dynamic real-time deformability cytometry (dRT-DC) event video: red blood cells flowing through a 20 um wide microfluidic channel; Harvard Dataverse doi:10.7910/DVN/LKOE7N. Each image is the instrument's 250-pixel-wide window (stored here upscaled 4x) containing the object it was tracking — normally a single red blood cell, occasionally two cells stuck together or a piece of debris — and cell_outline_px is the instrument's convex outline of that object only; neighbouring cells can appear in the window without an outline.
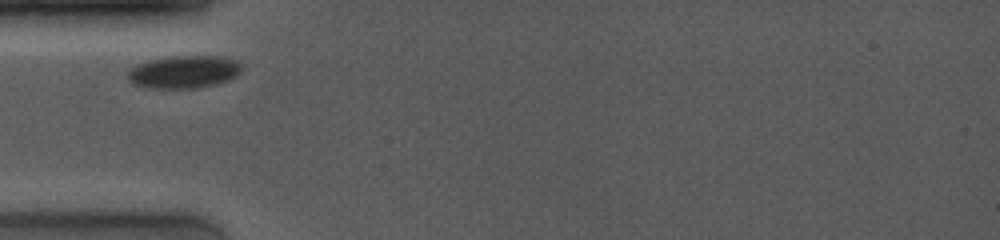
{"species": "common noctule bat (a hibernating species)", "species_latin": "Nyctalus noctula", "temperature_condition": "room temperature", "stored_images_in_passage": 39, "camera_frame_rate_fps": 4000, "um_per_image_px": 0.085, "animal": {"sex": "female", "body_mass_g": 19.0, "forearm_length_mm": 53.3}, "frame": {"image": 1, "passage_image": 1, "time_ms": 0.0, "image_size_px": [1000, 240], "cell_outline_px": [[240, 72], [236, 76], [228, 80], [216, 84], [196, 88], [152, 88], [132, 84], [128, 80], [128, 72], [136, 64], [148, 60], [172, 56], [220, 56], [236, 60], [240, 64]], "centroid_in_image_um": [15.61, 6.11], "position_along_channel_um": 69.4, "area_um2": 21.68}}
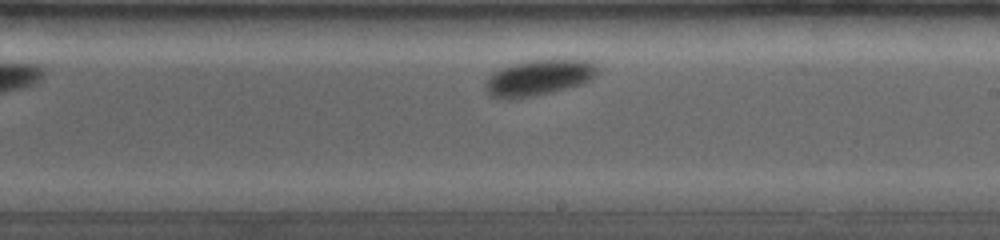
{"frame": {"image": 2, "passage_image": 20, "time_ms": 4.75, "image_size_px": [1000, 240], "cell_outline_px": [[600, 68], [596, 76], [592, 80], [580, 84], [532, 96], [508, 100], [504, 100], [492, 96], [484, 88], [484, 84], [488, 76], [512, 64], [528, 60], [588, 60], [596, 64]], "centroid_in_image_um": [45.8, 6.6], "position_along_channel_um": 243.2, "area_um2": 23.24}}
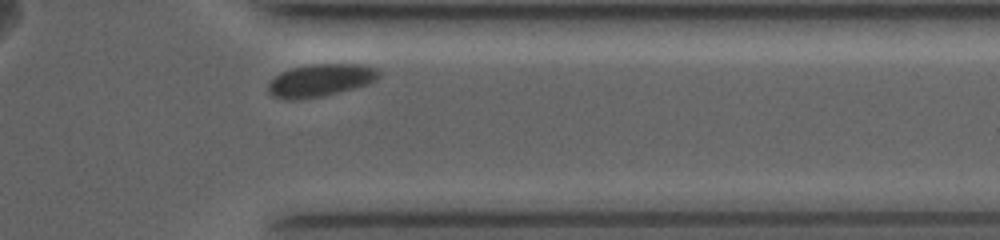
{"frame": {"image": 3, "passage_image": 35, "time_ms": 8.5, "image_size_px": [1000, 240], "cell_outline_px": [[380, 76], [376, 80], [368, 84], [324, 96], [296, 100], [288, 100], [272, 96], [268, 92], [268, 84], [280, 72], [292, 68], [312, 64], [364, 64], [376, 68], [380, 72]], "centroid_in_image_um": [27.25, 6.83], "position_along_channel_um": 384.2, "area_um2": 21.1}}